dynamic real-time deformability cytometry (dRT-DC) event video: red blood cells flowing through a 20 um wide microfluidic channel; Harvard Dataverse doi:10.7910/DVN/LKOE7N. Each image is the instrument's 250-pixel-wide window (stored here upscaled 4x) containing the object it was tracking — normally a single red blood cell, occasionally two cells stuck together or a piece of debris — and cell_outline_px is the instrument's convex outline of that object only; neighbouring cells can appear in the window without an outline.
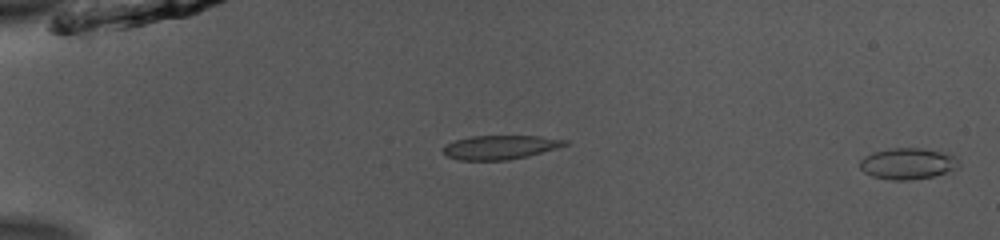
{"species": "common noctule bat (a hibernating species)", "species_latin": "Nyctalus noctula", "temperature_condition": "room temperature", "stored_images_in_passage": 52, "camera_frame_rate_fps": 3000, "um_per_image_px": 0.085, "animal": {"sex": "male", "body_mass_g": 13.0, "forearm_length_mm": 53.1}, "frame": {"image": 1, "passage_image": 1, "time_ms": 0.0, "image_size_px": [1000, 240], "cell_outline_px": [[960, 164], [952, 172], [932, 176], [908, 180], [888, 180], [872, 176], [864, 172], [860, 168], [860, 160], [864, 156], [872, 152], [888, 148], [924, 148], [956, 156], [960, 160]], "centroid_in_image_um": [77.16, 13.9], "position_along_channel_um": 7.8, "area_um2": 18.26}}
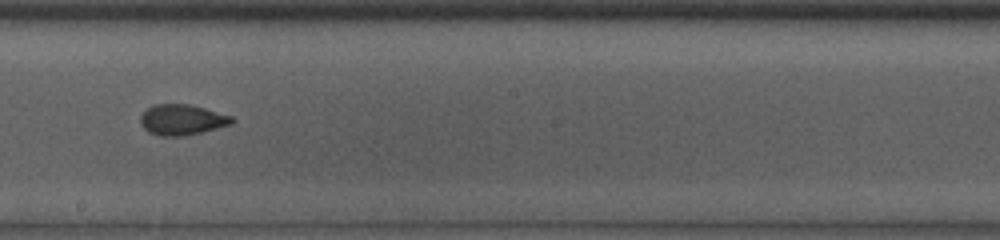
{"frame": {"image": 2, "passage_image": 31, "time_ms": 10.0, "image_size_px": [1000, 240], "cell_outline_px": [[236, 120], [232, 124], [184, 136], [160, 136], [148, 132], [140, 124], [140, 116], [152, 104], [188, 104], [204, 108], [232, 116]], "centroid_in_image_um": [15.46, 10.18], "position_along_channel_um": 232.7, "area_um2": 16.3}}
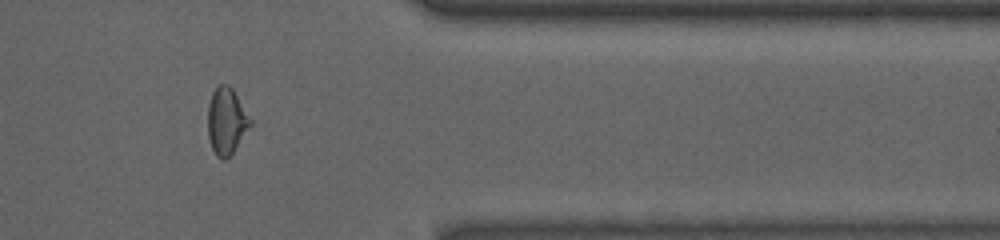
{"frame": {"image": 3, "passage_image": 44, "time_ms": 14.333, "image_size_px": [1000, 240], "cell_outline_px": [[252, 124], [232, 152], [224, 160], [220, 160], [216, 156], [212, 148], [208, 136], [208, 104], [212, 92], [216, 84], [228, 84], [232, 88], [252, 120]], "centroid_in_image_um": [19.23, 10.26], "position_along_channel_um": 392.2, "area_um2": 16.47}, "authors_computed_cell_mechanics": {"area_um2": 16.6753, "velocity_mm_per_s": 3.9171, "shape_relaxation_time_tau1_ms": 3.2266, "shape_relaxation_time_tau2_ms": 1.3642, "deformation_change_tau1": 0.1068, "deformation_change_tau2": 0.06}}